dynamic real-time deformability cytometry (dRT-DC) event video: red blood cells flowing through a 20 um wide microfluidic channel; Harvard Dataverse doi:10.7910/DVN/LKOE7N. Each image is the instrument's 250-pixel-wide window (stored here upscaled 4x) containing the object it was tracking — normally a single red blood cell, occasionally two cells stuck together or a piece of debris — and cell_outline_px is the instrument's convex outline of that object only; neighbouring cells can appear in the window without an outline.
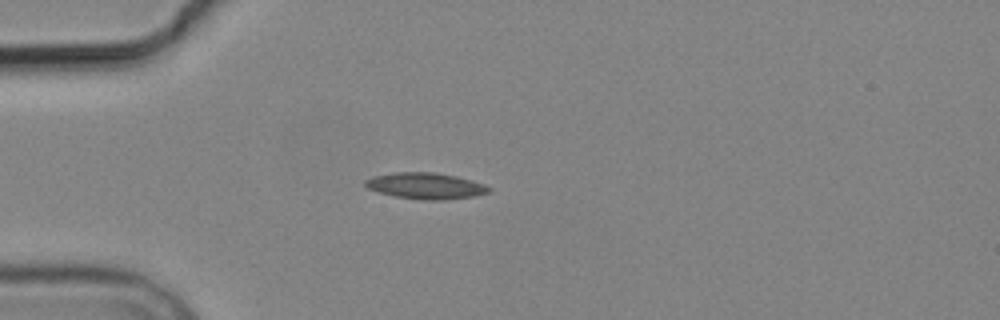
{"species": "common noctule bat (a hibernating species)", "species_latin": "Nyctalus noctula", "temperature_condition": "cold", "stored_images_in_passage": 1, "camera_frame_rate_fps": 3000, "um_per_image_px": 0.085, "animal": {"sex": "male", "body_mass_g": 19.2, "forearm_length_mm": 51.8}, "frame": {"image": 1, "passage_image": 1, "time_ms": 0.0, "image_size_px": [1000, 320], "cell_outline_px": [[492, 192], [476, 196], [444, 200], [424, 200], [392, 196], [368, 188], [364, 184], [364, 180], [372, 176], [392, 172], [436, 172], [456, 176], [472, 180], [484, 184], [492, 188]], "centroid_in_image_um": [36.21, 15.79], "position_along_channel_um": 48.8, "area_um2": 19.19}}